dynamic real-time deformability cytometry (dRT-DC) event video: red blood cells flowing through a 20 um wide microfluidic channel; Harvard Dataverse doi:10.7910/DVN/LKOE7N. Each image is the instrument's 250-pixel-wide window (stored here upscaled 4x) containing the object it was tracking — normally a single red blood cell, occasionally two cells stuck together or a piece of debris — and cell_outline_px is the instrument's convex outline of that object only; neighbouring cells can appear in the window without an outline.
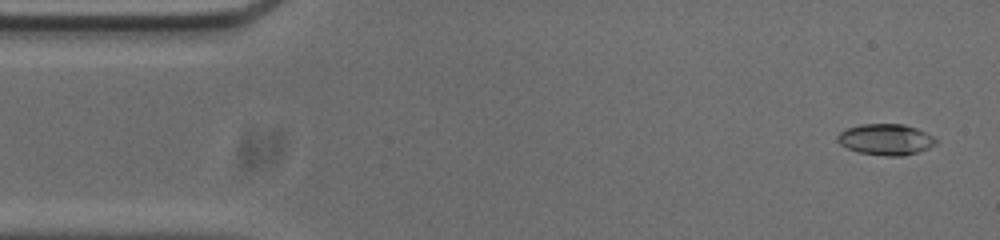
{"species": "common noctule bat (a hibernating species)", "species_latin": "Nyctalus noctula", "temperature_condition": "cold", "stored_images_in_passage": 53, "camera_frame_rate_fps": 3000, "um_per_image_px": 0.085, "animal": {"sex": "male", "body_mass_g": 20.0, "forearm_length_mm": 53.3}, "frame": {"image": 1, "passage_image": 2, "time_ms": 0.333, "image_size_px": [1000, 240], "cell_outline_px": [[940, 140], [936, 144], [928, 148], [904, 156], [884, 156], [860, 152], [848, 148], [840, 144], [836, 140], [836, 136], [840, 132], [848, 128], [860, 124], [904, 124], [916, 128]], "centroid_in_image_um": [75.29, 11.85], "position_along_channel_um": 9.7, "area_um2": 17.8}}
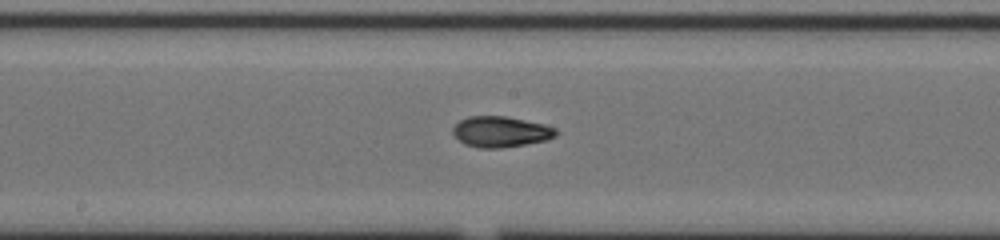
{"frame": {"image": 2, "passage_image": 26, "time_ms": 8.333, "image_size_px": [1000, 240], "cell_outline_px": [[560, 132], [556, 136], [548, 140], [500, 148], [480, 148], [464, 144], [452, 132], [452, 128], [460, 120], [468, 116], [508, 116], [544, 124], [556, 128]], "centroid_in_image_um": [42.59, 11.19], "position_along_channel_um": 205.6, "area_um2": 18.61}}
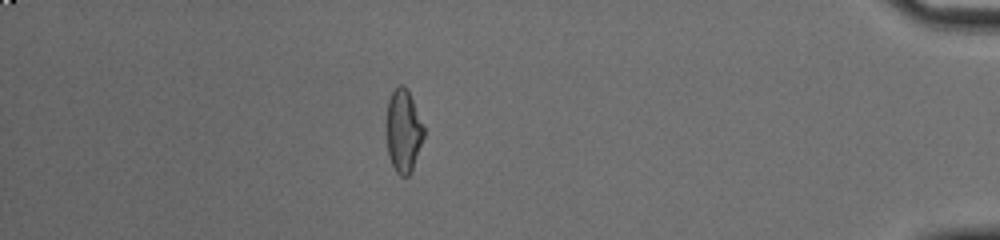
{"frame": {"image": 3, "passage_image": 46, "time_ms": 15.0, "image_size_px": [1000, 240], "cell_outline_px": [[424, 136], [412, 172], [408, 176], [400, 176], [396, 172], [392, 164], [388, 152], [384, 128], [384, 120], [388, 100], [392, 92], [400, 84], [404, 84], [408, 88], [424, 128]], "centroid_in_image_um": [34.25, 11.11], "position_along_channel_um": 401.0, "area_um2": 18.61}, "authors_computed_cell_mechanics": {"area_um2": 18.0914, "velocity_mm_per_s": 3.7381, "shape_relaxation_time_tau1_ms": 6.4022, "shape_relaxation_time_tau2_ms": 2.3817, "deformation_change_tau1": 0.2261, "deformation_change_tau2": 0.0567}}